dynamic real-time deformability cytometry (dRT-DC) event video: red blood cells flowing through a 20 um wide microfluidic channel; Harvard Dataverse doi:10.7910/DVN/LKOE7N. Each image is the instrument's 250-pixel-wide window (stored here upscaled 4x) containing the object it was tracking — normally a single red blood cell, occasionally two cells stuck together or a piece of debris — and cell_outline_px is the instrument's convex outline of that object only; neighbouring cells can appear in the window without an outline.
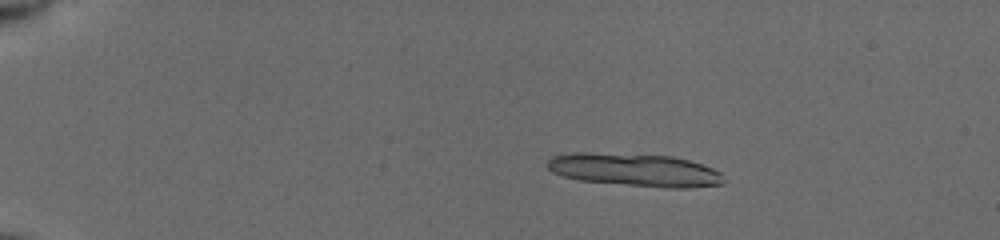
{"species": "common noctule bat (a hibernating species)", "species_latin": "Nyctalus noctula", "temperature_condition": "cold", "stored_images_in_passage": 34, "camera_frame_rate_fps": 3000, "um_per_image_px": 0.085, "animal": {"sex": "female", "body_mass_g": 19.5, "forearm_length_mm": 54.1}, "frame": {"image": 1, "passage_image": 1, "time_ms": 0.0, "image_size_px": [1000, 240], "cell_outline_px": [[728, 180], [724, 184], [688, 188], [668, 188], [580, 180], [564, 176], [552, 172], [544, 164], [552, 156], [572, 152], [584, 152], [672, 156], [688, 160], [712, 168], [720, 172]], "centroid_in_image_um": [53.98, 14.44], "position_along_channel_um": 31.0, "area_um2": 33.87}}
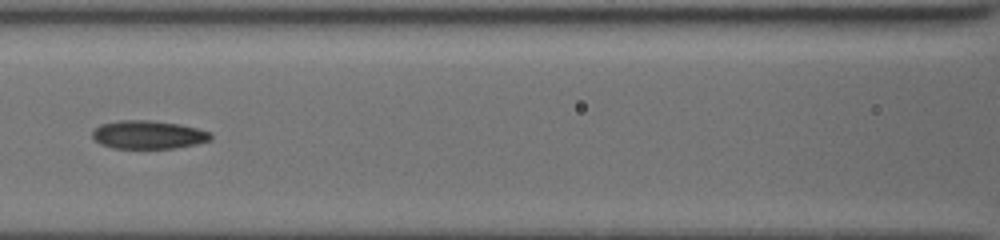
{"frame": {"image": 2, "passage_image": 18, "time_ms": 5.667, "image_size_px": [1000, 240], "cell_outline_px": [[212, 140], [196, 144], [176, 148], [112, 148], [100, 144], [92, 140], [92, 132], [100, 124], [120, 120], [148, 120], [180, 124], [212, 132]], "centroid_in_image_um": [12.6, 11.45], "position_along_channel_um": 154.0, "area_um2": 19.71}}
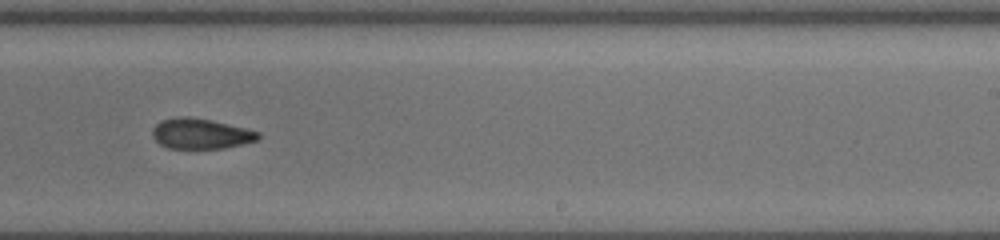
{"frame": {"image": 3, "passage_image": 27, "time_ms": 8.667, "image_size_px": [1000, 240], "cell_outline_px": [[260, 140], [224, 148], [168, 148], [160, 144], [152, 136], [152, 128], [160, 120], [180, 116], [188, 116], [208, 120], [244, 128], [260, 132]], "centroid_in_image_um": [17.04, 11.36], "position_along_channel_um": 272.0, "area_um2": 18.61}}